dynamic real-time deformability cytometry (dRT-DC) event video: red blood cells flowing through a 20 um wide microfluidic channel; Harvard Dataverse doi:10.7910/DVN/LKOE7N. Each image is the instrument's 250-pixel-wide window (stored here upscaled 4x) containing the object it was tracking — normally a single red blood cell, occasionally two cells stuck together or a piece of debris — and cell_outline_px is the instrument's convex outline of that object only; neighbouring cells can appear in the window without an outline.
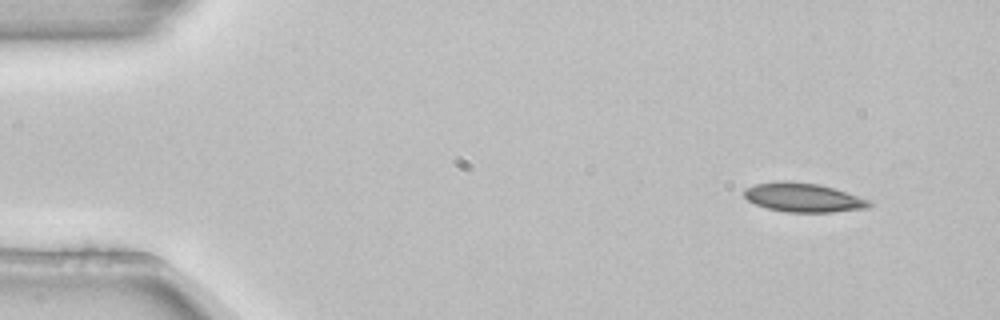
{"species": "common noctule bat (a hibernating species)", "species_latin": "Nyctalus noctula", "temperature_condition": "room temperature", "stored_images_in_passage": 4, "camera_frame_rate_fps": 3000, "um_per_image_px": 0.085, "animal": {"sex": "female", "body_mass_g": 22.7, "forearm_length_mm": 54.2}, "frame": {"image": 1, "passage_image": 1, "time_ms": 0.0, "image_size_px": [1000, 320], "cell_outline_px": [[872, 204], [868, 208], [832, 212], [788, 212], [768, 208], [756, 204], [748, 200], [744, 196], [744, 188], [756, 184], [780, 180], [784, 180], [820, 184], [872, 200]], "centroid_in_image_um": [68.3, 16.78], "position_along_channel_um": 16.7, "area_um2": 21.21}}
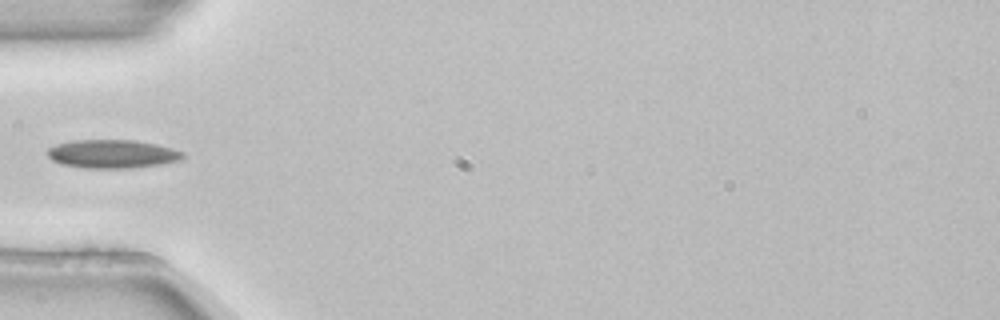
{"frame": {"image": 2, "passage_image": 4, "time_ms": 1.0, "image_size_px": [1000, 320], "cell_outline_px": [[188, 156], [180, 160], [160, 164], [132, 168], [84, 168], [60, 164], [52, 160], [48, 156], [48, 148], [56, 144], [72, 140], [136, 140], [156, 144], [172, 148], [184, 152]], "centroid_in_image_um": [9.56, 13.08], "position_along_channel_um": 75.4, "area_um2": 22.66}}